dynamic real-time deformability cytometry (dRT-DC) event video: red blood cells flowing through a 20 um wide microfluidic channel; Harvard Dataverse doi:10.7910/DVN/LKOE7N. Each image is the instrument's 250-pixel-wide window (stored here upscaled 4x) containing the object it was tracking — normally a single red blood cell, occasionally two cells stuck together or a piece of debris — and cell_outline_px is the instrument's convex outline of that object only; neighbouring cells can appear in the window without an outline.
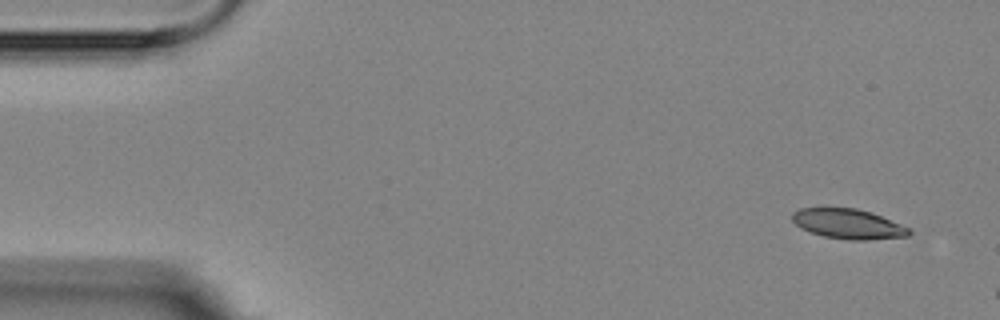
{"species": "Egyptian fruit bat (a non-hibernating species)", "species_latin": "Rousettus aegyptiacus", "temperature_condition": "room temperature", "stored_images_in_passage": 3, "camera_frame_rate_fps": 3000, "um_per_image_px": 0.085, "animal": {"sex": "female"}, "frame": {"image": 1, "passage_image": 1, "time_ms": 0.0, "image_size_px": [1000, 320], "cell_outline_px": [[912, 232], [908, 236], [868, 240], [848, 240], [824, 236], [800, 228], [792, 220], [792, 212], [800, 208], [824, 204], [856, 208], [872, 212], [900, 224], [908, 228]], "centroid_in_image_um": [72.02, 18.97], "position_along_channel_um": 13.0, "area_um2": 21.1}}